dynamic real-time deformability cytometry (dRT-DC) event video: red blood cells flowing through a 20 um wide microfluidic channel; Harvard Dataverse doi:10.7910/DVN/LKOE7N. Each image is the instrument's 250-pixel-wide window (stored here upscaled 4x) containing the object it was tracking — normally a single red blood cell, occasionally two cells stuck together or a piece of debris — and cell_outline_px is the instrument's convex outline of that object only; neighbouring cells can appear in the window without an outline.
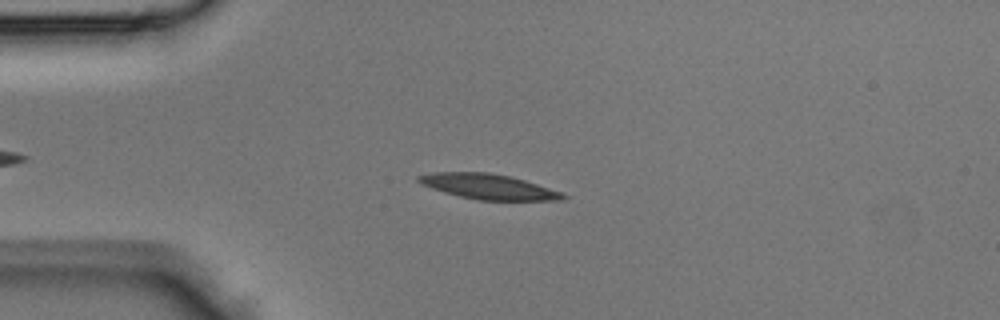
{"species": "Egyptian fruit bat (a non-hibernating species)", "species_latin": "Rousettus aegyptiacus", "temperature_condition": "room temperature", "stored_images_in_passage": 31, "camera_frame_rate_fps": 3000, "um_per_image_px": 0.085, "animal": {"sex": "male"}, "frame": {"image": 1, "passage_image": 6, "time_ms": 1.667, "image_size_px": [1000, 320], "cell_outline_px": [[568, 196], [560, 200], [476, 200], [444, 192], [420, 184], [416, 180], [416, 176], [432, 172], [488, 172], [512, 176], [560, 192]], "centroid_in_image_um": [41.45, 15.85], "position_along_channel_um": 43.6, "area_um2": 21.1}}
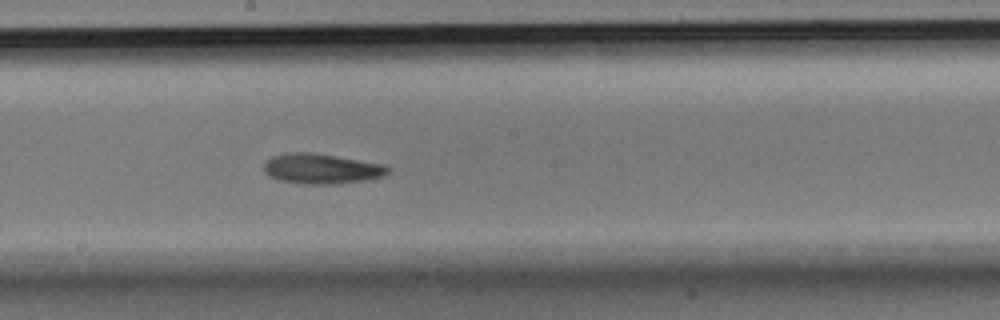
{"frame": {"image": 2, "passage_image": 19, "time_ms": 6.0, "image_size_px": [1000, 320], "cell_outline_px": [[392, 168], [384, 176], [368, 180], [340, 184], [304, 184], [280, 180], [264, 172], [264, 160], [272, 156], [288, 152], [312, 152], [388, 164]], "centroid_in_image_um": [27.39, 14.33], "position_along_channel_um": 220.8, "area_um2": 22.25}}
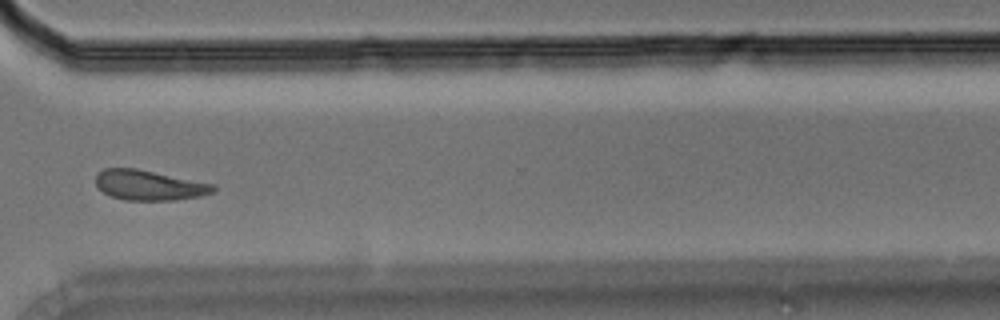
{"frame": {"image": 3, "passage_image": 28, "time_ms": 9.0, "image_size_px": [1000, 320], "cell_outline_px": [[216, 188], [212, 192], [200, 196], [176, 200], [124, 200], [112, 196], [104, 192], [96, 184], [96, 172], [104, 168], [136, 168], [216, 184]], "centroid_in_image_um": [12.68, 15.73], "position_along_channel_um": 357.9, "area_um2": 20.63}}